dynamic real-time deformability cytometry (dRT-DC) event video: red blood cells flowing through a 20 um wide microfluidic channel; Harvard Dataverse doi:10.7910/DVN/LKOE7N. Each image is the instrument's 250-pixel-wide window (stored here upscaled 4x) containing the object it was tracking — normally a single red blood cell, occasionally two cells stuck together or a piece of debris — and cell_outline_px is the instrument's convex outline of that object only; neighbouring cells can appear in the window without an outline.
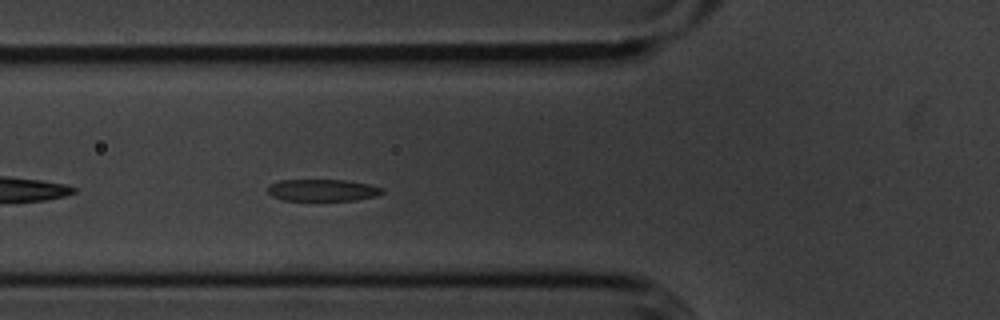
{"species": "common noctule bat (a hibernating species)", "species_latin": "Nyctalus noctula", "temperature_condition": "cold", "stored_images_in_passage": 31, "camera_frame_rate_fps": 3000, "um_per_image_px": 0.085, "animal": {"sex": "male", "body_mass_g": 20.1, "forearm_length_mm": 53.5}, "frame": {"image": 1, "passage_image": 5, "time_ms": 1.333, "image_size_px": [1000, 320], "cell_outline_px": [[384, 192], [376, 196], [356, 200], [280, 200], [272, 196], [268, 192], [268, 188], [272, 184], [280, 180], [344, 180], [368, 184], [384, 188]], "centroid_in_image_um": [27.43, 16.17], "position_along_channel_um": 98.4, "area_um2": 14.51}}
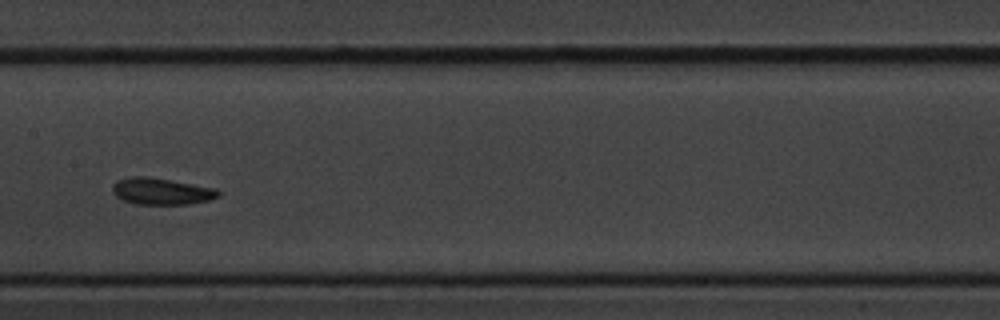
{"frame": {"image": 2, "passage_image": 13, "time_ms": 4.0, "image_size_px": [1000, 320], "cell_outline_px": [[220, 196], [208, 200], [188, 204], [136, 204], [124, 200], [116, 196], [112, 192], [112, 184], [116, 180], [132, 176], [144, 176], [216, 188], [220, 192]], "centroid_in_image_um": [13.69, 16.26], "position_along_channel_um": 193.7, "area_um2": 16.3}}
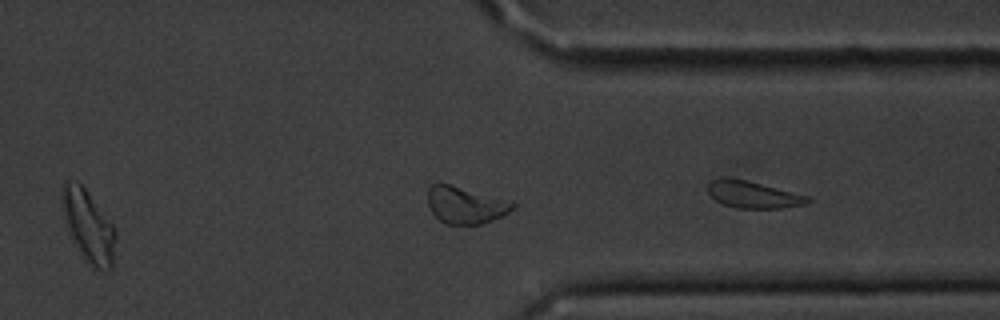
{"frame": {"image": 3, "passage_image": 26, "time_ms": 8.333, "image_size_px": [1000, 320], "cell_outline_px": [[516, 208], [500, 216], [480, 224], [444, 224], [432, 212], [428, 204], [428, 188], [432, 184], [448, 184], [512, 200], [516, 204]], "centroid_in_image_um": [39.59, 17.42], "position_along_channel_um": 371.8, "area_um2": 18.21}, "authors_computed_cell_mechanics": {"area_um2": 15.895, "velocity_mm_per_s": 3.5535, "shape_relaxation_time_tau1_ms": 2.0031, "shape_relaxation_time_tau2_ms": 4.723, "deformation_change_tau1": 0.0985, "deformation_change_tau2": 0.1478}}